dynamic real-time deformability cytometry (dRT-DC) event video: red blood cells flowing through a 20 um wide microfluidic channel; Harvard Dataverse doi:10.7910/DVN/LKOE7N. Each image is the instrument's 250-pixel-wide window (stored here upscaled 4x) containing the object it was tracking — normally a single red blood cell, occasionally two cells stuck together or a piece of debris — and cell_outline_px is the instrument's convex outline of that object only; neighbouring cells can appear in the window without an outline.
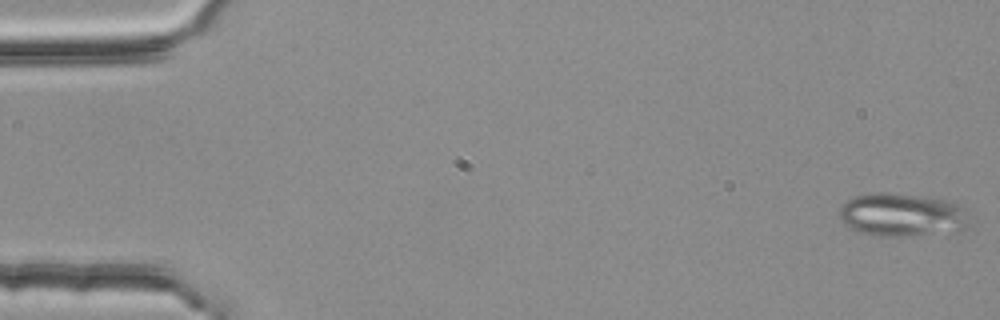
{"species": "common noctule bat (a hibernating species)", "species_latin": "Nyctalus noctula", "temperature_condition": "room temperature", "stored_images_in_passage": 54, "camera_frame_rate_fps": 3000, "um_per_image_px": 0.085, "animal": {"sex": "female", "body_mass_g": 25.1}, "frame": {"image": 1, "passage_image": 1, "time_ms": 0.0, "image_size_px": [1000, 320], "cell_outline_px": [[972, 224], [968, 228], [956, 232], [888, 236], [880, 236], [860, 232], [844, 224], [840, 220], [840, 208], [852, 196], [876, 192], [884, 192], [920, 196], [944, 200], [956, 204], [964, 208]], "centroid_in_image_um": [76.71, 18.26], "position_along_channel_um": 8.3, "area_um2": 32.71}}
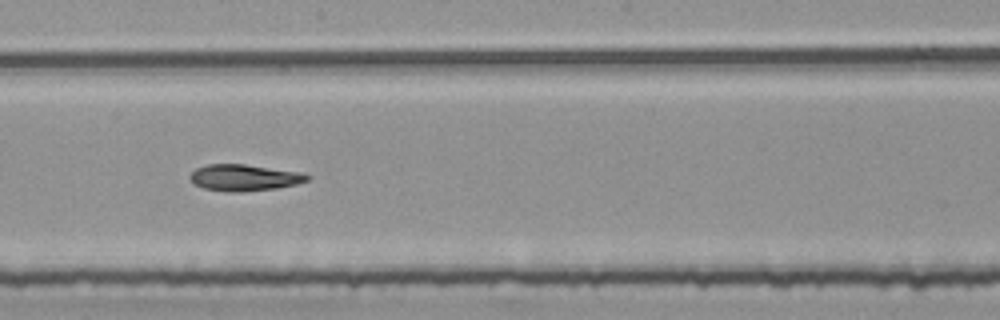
{"frame": {"image": 2, "passage_image": 30, "time_ms": 9.667, "image_size_px": [1000, 320], "cell_outline_px": [[312, 176], [308, 180], [296, 184], [276, 188], [240, 192], [228, 192], [204, 188], [192, 184], [188, 176], [196, 168], [208, 164], [244, 164], [300, 172]], "centroid_in_image_um": [20.73, 15.1], "position_along_channel_um": 227.5, "area_um2": 18.09}}
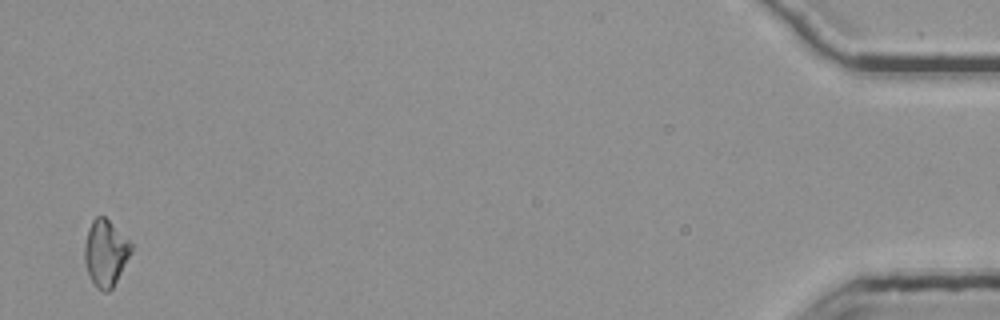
{"frame": {"image": 3, "passage_image": 53, "time_ms": 17.333, "image_size_px": [1000, 320], "cell_outline_px": [[132, 248], [112, 288], [108, 292], [104, 292], [96, 288], [88, 272], [84, 260], [84, 244], [88, 228], [92, 220], [96, 216], [104, 216], [132, 244]], "centroid_in_image_um": [8.93, 21.49], "position_along_channel_um": 426.3, "area_um2": 17.57}, "authors_computed_cell_mechanics": {"area_um2": 17.9758, "velocity_mm_per_s": 3.7991, "shape_relaxation_time_tau1_ms": 10.0767, "shape_relaxation_time_tau2_ms": null, "deformation_change_tau1": 0.2262, "deformation_change_tau2": null}}